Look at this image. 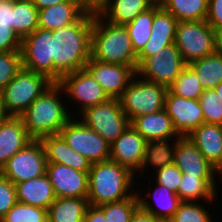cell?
Segmentation results:
<instances>
[{"mask_svg":"<svg viewBox=\"0 0 222 222\" xmlns=\"http://www.w3.org/2000/svg\"><path fill=\"white\" fill-rule=\"evenodd\" d=\"M46 164L42 144L33 139L11 157L0 172L13 184H17L46 174Z\"/></svg>","mask_w":222,"mask_h":222,"instance_id":"cell-11","label":"cell"},{"mask_svg":"<svg viewBox=\"0 0 222 222\" xmlns=\"http://www.w3.org/2000/svg\"><path fill=\"white\" fill-rule=\"evenodd\" d=\"M217 174H220L217 177H220V176L222 177V166L217 170Z\"/></svg>","mask_w":222,"mask_h":222,"instance_id":"cell-53","label":"cell"},{"mask_svg":"<svg viewBox=\"0 0 222 222\" xmlns=\"http://www.w3.org/2000/svg\"><path fill=\"white\" fill-rule=\"evenodd\" d=\"M156 2L157 0H106L96 11L113 24L126 25Z\"/></svg>","mask_w":222,"mask_h":222,"instance_id":"cell-25","label":"cell"},{"mask_svg":"<svg viewBox=\"0 0 222 222\" xmlns=\"http://www.w3.org/2000/svg\"><path fill=\"white\" fill-rule=\"evenodd\" d=\"M1 222H48V210L17 201Z\"/></svg>","mask_w":222,"mask_h":222,"instance_id":"cell-37","label":"cell"},{"mask_svg":"<svg viewBox=\"0 0 222 222\" xmlns=\"http://www.w3.org/2000/svg\"><path fill=\"white\" fill-rule=\"evenodd\" d=\"M53 83L47 76L22 67L0 93L6 115L20 117Z\"/></svg>","mask_w":222,"mask_h":222,"instance_id":"cell-5","label":"cell"},{"mask_svg":"<svg viewBox=\"0 0 222 222\" xmlns=\"http://www.w3.org/2000/svg\"><path fill=\"white\" fill-rule=\"evenodd\" d=\"M147 141L129 125L125 131L110 144V160L128 168L136 175L143 164ZM135 171V172H134Z\"/></svg>","mask_w":222,"mask_h":222,"instance_id":"cell-16","label":"cell"},{"mask_svg":"<svg viewBox=\"0 0 222 222\" xmlns=\"http://www.w3.org/2000/svg\"><path fill=\"white\" fill-rule=\"evenodd\" d=\"M188 66L196 73L204 90L214 89L222 82V55L216 52Z\"/></svg>","mask_w":222,"mask_h":222,"instance_id":"cell-32","label":"cell"},{"mask_svg":"<svg viewBox=\"0 0 222 222\" xmlns=\"http://www.w3.org/2000/svg\"><path fill=\"white\" fill-rule=\"evenodd\" d=\"M182 175L183 173L181 170L173 163L156 170V179H154V181L156 180V183L163 185L174 193H177Z\"/></svg>","mask_w":222,"mask_h":222,"instance_id":"cell-41","label":"cell"},{"mask_svg":"<svg viewBox=\"0 0 222 222\" xmlns=\"http://www.w3.org/2000/svg\"><path fill=\"white\" fill-rule=\"evenodd\" d=\"M179 21L206 20L208 0H158Z\"/></svg>","mask_w":222,"mask_h":222,"instance_id":"cell-30","label":"cell"},{"mask_svg":"<svg viewBox=\"0 0 222 222\" xmlns=\"http://www.w3.org/2000/svg\"><path fill=\"white\" fill-rule=\"evenodd\" d=\"M84 69L99 83L109 98L119 99L136 75L131 66L102 62L92 57Z\"/></svg>","mask_w":222,"mask_h":222,"instance_id":"cell-14","label":"cell"},{"mask_svg":"<svg viewBox=\"0 0 222 222\" xmlns=\"http://www.w3.org/2000/svg\"><path fill=\"white\" fill-rule=\"evenodd\" d=\"M68 1V0H32L33 4L36 6L38 10H42L44 8L50 7L52 5Z\"/></svg>","mask_w":222,"mask_h":222,"instance_id":"cell-48","label":"cell"},{"mask_svg":"<svg viewBox=\"0 0 222 222\" xmlns=\"http://www.w3.org/2000/svg\"><path fill=\"white\" fill-rule=\"evenodd\" d=\"M33 139L21 117L7 116L0 122V171L7 161Z\"/></svg>","mask_w":222,"mask_h":222,"instance_id":"cell-22","label":"cell"},{"mask_svg":"<svg viewBox=\"0 0 222 222\" xmlns=\"http://www.w3.org/2000/svg\"><path fill=\"white\" fill-rule=\"evenodd\" d=\"M0 26L13 30V1L0 0Z\"/></svg>","mask_w":222,"mask_h":222,"instance_id":"cell-45","label":"cell"},{"mask_svg":"<svg viewBox=\"0 0 222 222\" xmlns=\"http://www.w3.org/2000/svg\"><path fill=\"white\" fill-rule=\"evenodd\" d=\"M6 117H7V115L4 111L3 104H2V98H1V94H0V122L3 121Z\"/></svg>","mask_w":222,"mask_h":222,"instance_id":"cell-51","label":"cell"},{"mask_svg":"<svg viewBox=\"0 0 222 222\" xmlns=\"http://www.w3.org/2000/svg\"><path fill=\"white\" fill-rule=\"evenodd\" d=\"M211 214L200 202H181L168 222H213Z\"/></svg>","mask_w":222,"mask_h":222,"instance_id":"cell-39","label":"cell"},{"mask_svg":"<svg viewBox=\"0 0 222 222\" xmlns=\"http://www.w3.org/2000/svg\"><path fill=\"white\" fill-rule=\"evenodd\" d=\"M38 28V9L32 0L13 1V30L23 39Z\"/></svg>","mask_w":222,"mask_h":222,"instance_id":"cell-34","label":"cell"},{"mask_svg":"<svg viewBox=\"0 0 222 222\" xmlns=\"http://www.w3.org/2000/svg\"><path fill=\"white\" fill-rule=\"evenodd\" d=\"M85 222H107L104 213L97 207L89 205L85 213Z\"/></svg>","mask_w":222,"mask_h":222,"instance_id":"cell-46","label":"cell"},{"mask_svg":"<svg viewBox=\"0 0 222 222\" xmlns=\"http://www.w3.org/2000/svg\"><path fill=\"white\" fill-rule=\"evenodd\" d=\"M206 21L213 29L222 28V0H208Z\"/></svg>","mask_w":222,"mask_h":222,"instance_id":"cell-44","label":"cell"},{"mask_svg":"<svg viewBox=\"0 0 222 222\" xmlns=\"http://www.w3.org/2000/svg\"><path fill=\"white\" fill-rule=\"evenodd\" d=\"M22 39L10 27L0 26V52L21 51Z\"/></svg>","mask_w":222,"mask_h":222,"instance_id":"cell-43","label":"cell"},{"mask_svg":"<svg viewBox=\"0 0 222 222\" xmlns=\"http://www.w3.org/2000/svg\"><path fill=\"white\" fill-rule=\"evenodd\" d=\"M215 32V52L222 55V28L214 29Z\"/></svg>","mask_w":222,"mask_h":222,"instance_id":"cell-49","label":"cell"},{"mask_svg":"<svg viewBox=\"0 0 222 222\" xmlns=\"http://www.w3.org/2000/svg\"><path fill=\"white\" fill-rule=\"evenodd\" d=\"M17 201L34 207L49 209L56 200L53 186L47 174L15 184Z\"/></svg>","mask_w":222,"mask_h":222,"instance_id":"cell-26","label":"cell"},{"mask_svg":"<svg viewBox=\"0 0 222 222\" xmlns=\"http://www.w3.org/2000/svg\"><path fill=\"white\" fill-rule=\"evenodd\" d=\"M57 83L67 97L80 104V113L109 99L99 83L85 69L63 75Z\"/></svg>","mask_w":222,"mask_h":222,"instance_id":"cell-13","label":"cell"},{"mask_svg":"<svg viewBox=\"0 0 222 222\" xmlns=\"http://www.w3.org/2000/svg\"><path fill=\"white\" fill-rule=\"evenodd\" d=\"M175 45L186 65L215 52V32L206 20L179 21Z\"/></svg>","mask_w":222,"mask_h":222,"instance_id":"cell-7","label":"cell"},{"mask_svg":"<svg viewBox=\"0 0 222 222\" xmlns=\"http://www.w3.org/2000/svg\"><path fill=\"white\" fill-rule=\"evenodd\" d=\"M21 68V51L0 52V93Z\"/></svg>","mask_w":222,"mask_h":222,"instance_id":"cell-40","label":"cell"},{"mask_svg":"<svg viewBox=\"0 0 222 222\" xmlns=\"http://www.w3.org/2000/svg\"><path fill=\"white\" fill-rule=\"evenodd\" d=\"M89 9L80 0H68L38 10V28L58 30L78 22Z\"/></svg>","mask_w":222,"mask_h":222,"instance_id":"cell-19","label":"cell"},{"mask_svg":"<svg viewBox=\"0 0 222 222\" xmlns=\"http://www.w3.org/2000/svg\"><path fill=\"white\" fill-rule=\"evenodd\" d=\"M103 213L107 222H130L132 215L139 208L138 195L122 201L106 203L97 206Z\"/></svg>","mask_w":222,"mask_h":222,"instance_id":"cell-36","label":"cell"},{"mask_svg":"<svg viewBox=\"0 0 222 222\" xmlns=\"http://www.w3.org/2000/svg\"><path fill=\"white\" fill-rule=\"evenodd\" d=\"M214 89H215L217 95L222 100V82L220 84H218Z\"/></svg>","mask_w":222,"mask_h":222,"instance_id":"cell-52","label":"cell"},{"mask_svg":"<svg viewBox=\"0 0 222 222\" xmlns=\"http://www.w3.org/2000/svg\"><path fill=\"white\" fill-rule=\"evenodd\" d=\"M93 10L78 22L52 31L53 82L82 70L91 58Z\"/></svg>","mask_w":222,"mask_h":222,"instance_id":"cell-1","label":"cell"},{"mask_svg":"<svg viewBox=\"0 0 222 222\" xmlns=\"http://www.w3.org/2000/svg\"><path fill=\"white\" fill-rule=\"evenodd\" d=\"M61 93L64 94L63 89L57 82H54L20 116L32 139L39 140L45 136L59 134L73 117L69 114L71 112L68 111L62 97L60 98Z\"/></svg>","mask_w":222,"mask_h":222,"instance_id":"cell-2","label":"cell"},{"mask_svg":"<svg viewBox=\"0 0 222 222\" xmlns=\"http://www.w3.org/2000/svg\"><path fill=\"white\" fill-rule=\"evenodd\" d=\"M73 119L76 118H71L59 133L66 143L92 164L109 160L110 143L86 126L80 117L76 121Z\"/></svg>","mask_w":222,"mask_h":222,"instance_id":"cell-9","label":"cell"},{"mask_svg":"<svg viewBox=\"0 0 222 222\" xmlns=\"http://www.w3.org/2000/svg\"><path fill=\"white\" fill-rule=\"evenodd\" d=\"M185 66L180 51L173 43L163 48L159 53L146 58L138 66L136 74L144 80L168 88Z\"/></svg>","mask_w":222,"mask_h":222,"instance_id":"cell-10","label":"cell"},{"mask_svg":"<svg viewBox=\"0 0 222 222\" xmlns=\"http://www.w3.org/2000/svg\"><path fill=\"white\" fill-rule=\"evenodd\" d=\"M177 23L178 20L162 7L154 14L150 39L137 54L138 66L149 56L175 43Z\"/></svg>","mask_w":222,"mask_h":222,"instance_id":"cell-18","label":"cell"},{"mask_svg":"<svg viewBox=\"0 0 222 222\" xmlns=\"http://www.w3.org/2000/svg\"><path fill=\"white\" fill-rule=\"evenodd\" d=\"M46 174L57 198H87L88 172L75 170L63 164L47 163Z\"/></svg>","mask_w":222,"mask_h":222,"instance_id":"cell-17","label":"cell"},{"mask_svg":"<svg viewBox=\"0 0 222 222\" xmlns=\"http://www.w3.org/2000/svg\"><path fill=\"white\" fill-rule=\"evenodd\" d=\"M167 90L166 86L140 79L136 74L119 98L128 120L163 110Z\"/></svg>","mask_w":222,"mask_h":222,"instance_id":"cell-6","label":"cell"},{"mask_svg":"<svg viewBox=\"0 0 222 222\" xmlns=\"http://www.w3.org/2000/svg\"><path fill=\"white\" fill-rule=\"evenodd\" d=\"M187 137L217 170L222 166V127L203 123Z\"/></svg>","mask_w":222,"mask_h":222,"instance_id":"cell-23","label":"cell"},{"mask_svg":"<svg viewBox=\"0 0 222 222\" xmlns=\"http://www.w3.org/2000/svg\"><path fill=\"white\" fill-rule=\"evenodd\" d=\"M81 114V121L112 144L130 125L120 100L109 98L98 105L88 107Z\"/></svg>","mask_w":222,"mask_h":222,"instance_id":"cell-8","label":"cell"},{"mask_svg":"<svg viewBox=\"0 0 222 222\" xmlns=\"http://www.w3.org/2000/svg\"><path fill=\"white\" fill-rule=\"evenodd\" d=\"M43 146L46 162L69 166L75 170L89 172L92 163L74 151L60 134H53L39 139Z\"/></svg>","mask_w":222,"mask_h":222,"instance_id":"cell-21","label":"cell"},{"mask_svg":"<svg viewBox=\"0 0 222 222\" xmlns=\"http://www.w3.org/2000/svg\"><path fill=\"white\" fill-rule=\"evenodd\" d=\"M160 8L161 5L157 1L152 7L140 13L133 21L125 25L136 54L142 50L150 39L154 14Z\"/></svg>","mask_w":222,"mask_h":222,"instance_id":"cell-33","label":"cell"},{"mask_svg":"<svg viewBox=\"0 0 222 222\" xmlns=\"http://www.w3.org/2000/svg\"><path fill=\"white\" fill-rule=\"evenodd\" d=\"M164 109L181 137H186L204 123L199 100L182 98L167 90Z\"/></svg>","mask_w":222,"mask_h":222,"instance_id":"cell-15","label":"cell"},{"mask_svg":"<svg viewBox=\"0 0 222 222\" xmlns=\"http://www.w3.org/2000/svg\"><path fill=\"white\" fill-rule=\"evenodd\" d=\"M216 176H192L183 174L176 193L183 202L215 201L217 194Z\"/></svg>","mask_w":222,"mask_h":222,"instance_id":"cell-28","label":"cell"},{"mask_svg":"<svg viewBox=\"0 0 222 222\" xmlns=\"http://www.w3.org/2000/svg\"><path fill=\"white\" fill-rule=\"evenodd\" d=\"M89 10L96 11L106 0H80Z\"/></svg>","mask_w":222,"mask_h":222,"instance_id":"cell-50","label":"cell"},{"mask_svg":"<svg viewBox=\"0 0 222 222\" xmlns=\"http://www.w3.org/2000/svg\"><path fill=\"white\" fill-rule=\"evenodd\" d=\"M174 164L186 175L217 176V169L206 160L187 136L180 137L175 142Z\"/></svg>","mask_w":222,"mask_h":222,"instance_id":"cell-20","label":"cell"},{"mask_svg":"<svg viewBox=\"0 0 222 222\" xmlns=\"http://www.w3.org/2000/svg\"><path fill=\"white\" fill-rule=\"evenodd\" d=\"M173 140V141H172ZM164 139L148 141L145 146V156L143 164L140 168L141 174L148 167L152 165V168L159 170L162 167L171 165L175 161V142L177 139ZM173 143L172 145L170 143ZM154 166V167H153ZM157 168V169H156Z\"/></svg>","mask_w":222,"mask_h":222,"instance_id":"cell-31","label":"cell"},{"mask_svg":"<svg viewBox=\"0 0 222 222\" xmlns=\"http://www.w3.org/2000/svg\"><path fill=\"white\" fill-rule=\"evenodd\" d=\"M91 57L93 59L131 66L137 71L135 53L125 25L113 24L93 10Z\"/></svg>","mask_w":222,"mask_h":222,"instance_id":"cell-3","label":"cell"},{"mask_svg":"<svg viewBox=\"0 0 222 222\" xmlns=\"http://www.w3.org/2000/svg\"><path fill=\"white\" fill-rule=\"evenodd\" d=\"M168 90L176 96L195 100H199L204 91L198 76L188 65L177 75Z\"/></svg>","mask_w":222,"mask_h":222,"instance_id":"cell-35","label":"cell"},{"mask_svg":"<svg viewBox=\"0 0 222 222\" xmlns=\"http://www.w3.org/2000/svg\"><path fill=\"white\" fill-rule=\"evenodd\" d=\"M134 176L128 168L110 159L93 163L88 172L89 205L99 206L132 197L136 192L131 190Z\"/></svg>","mask_w":222,"mask_h":222,"instance_id":"cell-4","label":"cell"},{"mask_svg":"<svg viewBox=\"0 0 222 222\" xmlns=\"http://www.w3.org/2000/svg\"><path fill=\"white\" fill-rule=\"evenodd\" d=\"M155 185L156 189H153V192L149 190L146 194V197L148 198L142 197L140 194L142 191L136 190L139 199V207L143 211L154 215L156 218L168 222L174 216V213L177 211L178 206L182 201L176 193L163 185L158 183ZM150 197L154 199L152 200L154 201L152 203L155 204L156 207L153 206V204H150L149 200H147L150 199Z\"/></svg>","mask_w":222,"mask_h":222,"instance_id":"cell-27","label":"cell"},{"mask_svg":"<svg viewBox=\"0 0 222 222\" xmlns=\"http://www.w3.org/2000/svg\"><path fill=\"white\" fill-rule=\"evenodd\" d=\"M130 125L148 142L164 139H178L173 122L165 109L134 118Z\"/></svg>","mask_w":222,"mask_h":222,"instance_id":"cell-24","label":"cell"},{"mask_svg":"<svg viewBox=\"0 0 222 222\" xmlns=\"http://www.w3.org/2000/svg\"><path fill=\"white\" fill-rule=\"evenodd\" d=\"M130 222H164L154 215L143 211L140 207L132 215Z\"/></svg>","mask_w":222,"mask_h":222,"instance_id":"cell-47","label":"cell"},{"mask_svg":"<svg viewBox=\"0 0 222 222\" xmlns=\"http://www.w3.org/2000/svg\"><path fill=\"white\" fill-rule=\"evenodd\" d=\"M17 203L15 184L0 172V220Z\"/></svg>","mask_w":222,"mask_h":222,"instance_id":"cell-42","label":"cell"},{"mask_svg":"<svg viewBox=\"0 0 222 222\" xmlns=\"http://www.w3.org/2000/svg\"><path fill=\"white\" fill-rule=\"evenodd\" d=\"M203 110L204 123L222 124V100L215 89L204 90L199 98Z\"/></svg>","mask_w":222,"mask_h":222,"instance_id":"cell-38","label":"cell"},{"mask_svg":"<svg viewBox=\"0 0 222 222\" xmlns=\"http://www.w3.org/2000/svg\"><path fill=\"white\" fill-rule=\"evenodd\" d=\"M22 67L53 81L52 31L37 28L22 39Z\"/></svg>","mask_w":222,"mask_h":222,"instance_id":"cell-12","label":"cell"},{"mask_svg":"<svg viewBox=\"0 0 222 222\" xmlns=\"http://www.w3.org/2000/svg\"><path fill=\"white\" fill-rule=\"evenodd\" d=\"M88 206L87 198H56L49 206L48 222H83Z\"/></svg>","mask_w":222,"mask_h":222,"instance_id":"cell-29","label":"cell"}]
</instances>
